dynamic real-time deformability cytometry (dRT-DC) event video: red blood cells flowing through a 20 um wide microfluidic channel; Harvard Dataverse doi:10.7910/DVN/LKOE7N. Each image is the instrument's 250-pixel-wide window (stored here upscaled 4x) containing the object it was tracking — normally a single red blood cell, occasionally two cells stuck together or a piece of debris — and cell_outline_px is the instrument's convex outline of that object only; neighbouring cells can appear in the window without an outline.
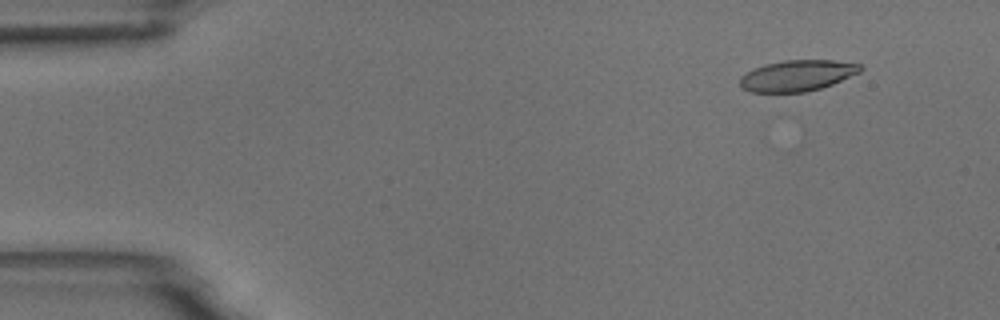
{"species": "common noctule bat (a hibernating species)", "species_latin": "Nyctalus noctula", "temperature_condition": "room temperature", "stored_images_in_passage": 5, "camera_frame_rate_fps": 3000, "um_per_image_px": 0.085, "animal": {"sex": "male", "body_mass_g": 18.8}, "frame": {"image": 1, "passage_image": 2, "time_ms": 1.0, "image_size_px": [1000, 320], "cell_outline_px": [[864, 68], [860, 72], [832, 84], [820, 88], [804, 92], [752, 92], [744, 88], [740, 84], [740, 76], [764, 64], [784, 60], [832, 60], [860, 64]], "centroid_in_image_um": [67.79, 6.42], "position_along_channel_um": 17.2, "area_um2": 21.56}}
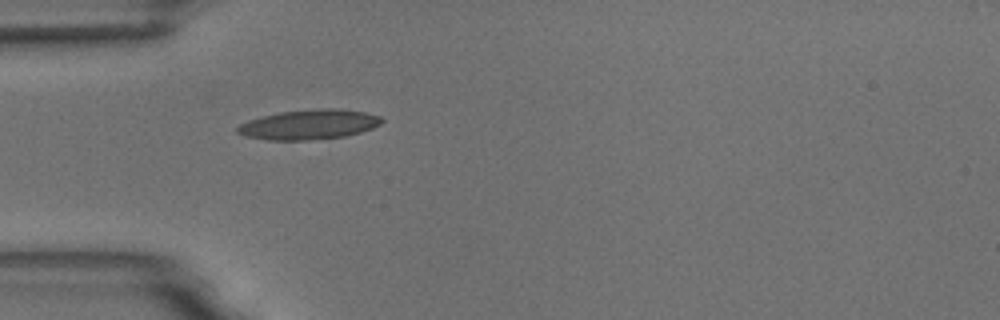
{"frame": {"image": 2, "passage_image": 5, "time_ms": 4.667, "image_size_px": [1000, 320], "cell_outline_px": [[384, 120], [380, 124], [372, 128], [360, 132], [344, 136], [308, 140], [268, 140], [244, 136], [236, 132], [236, 128], [240, 124], [248, 120], [280, 112], [320, 108], [340, 108], [364, 112], [380, 116]], "centroid_in_image_um": [26.26, 10.58], "position_along_channel_um": 58.7, "area_um2": 25.03}}